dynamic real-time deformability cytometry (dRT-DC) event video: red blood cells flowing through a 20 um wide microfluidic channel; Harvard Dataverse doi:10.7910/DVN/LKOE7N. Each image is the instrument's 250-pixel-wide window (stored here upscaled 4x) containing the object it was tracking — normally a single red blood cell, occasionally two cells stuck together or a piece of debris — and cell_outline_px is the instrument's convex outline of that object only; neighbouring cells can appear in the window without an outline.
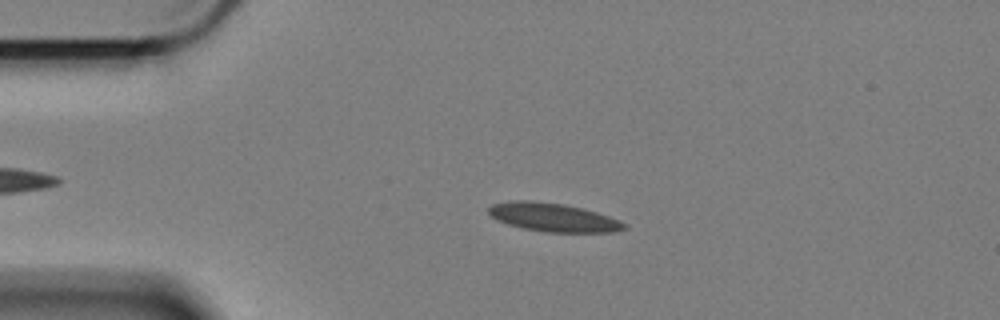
{"species": "Egyptian fruit bat (a non-hibernating species)", "species_latin": "Rousettus aegyptiacus", "temperature_condition": "cold", "stored_images_in_passage": 50, "camera_frame_rate_fps": 3000, "um_per_image_px": 0.085, "animal": {"sex": "female"}, "frame": {"image": 1, "passage_image": 12, "time_ms": 3.667, "image_size_px": [1000, 320], "cell_outline_px": [[628, 228], [612, 232], [548, 232], [524, 228], [508, 224], [496, 220], [488, 212], [488, 208], [492, 204], [512, 200], [528, 200], [564, 204], [584, 208], [620, 220], [628, 224]], "centroid_in_image_um": [47.04, 18.47], "position_along_channel_um": 38.0, "area_um2": 22.54}}
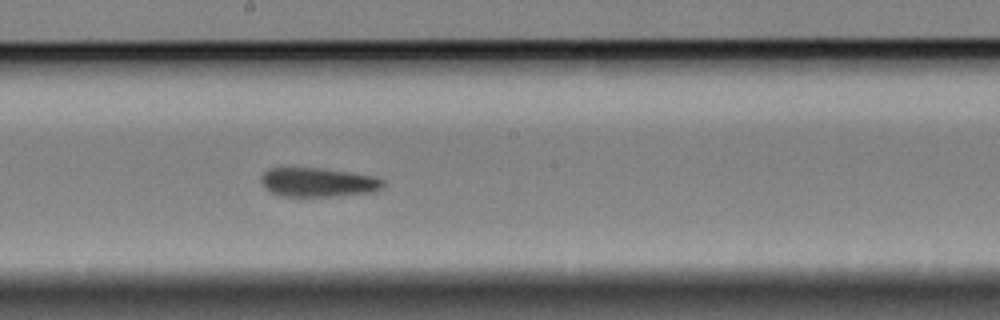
{"frame": {"image": 2, "passage_image": 31, "time_ms": 10.0, "image_size_px": [1000, 320], "cell_outline_px": [[384, 188], [372, 192], [336, 196], [280, 196], [268, 192], [264, 188], [260, 180], [260, 176], [268, 168], [324, 168], [352, 172], [376, 176], [384, 180]], "centroid_in_image_um": [27.03, 15.49], "position_along_channel_um": 221.2, "area_um2": 21.1}}
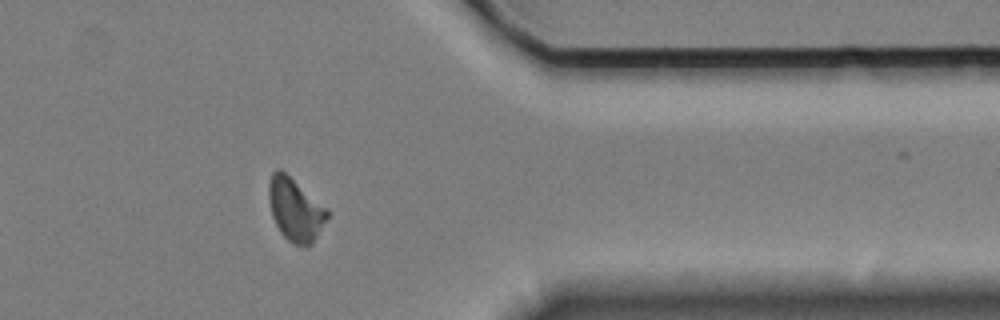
{"frame": {"image": 3, "passage_image": 47, "time_ms": 15.333, "image_size_px": [1000, 320], "cell_outline_px": [[332, 212], [312, 244], [308, 248], [292, 244], [280, 232], [272, 216], [268, 200], [268, 184], [272, 172], [276, 168], [280, 168], [328, 208]], "centroid_in_image_um": [25.12, 17.83], "position_along_channel_um": 386.3, "area_um2": 21.91}, "authors_computed_cell_mechanics": {"area_um2": 21.6172, "velocity_mm_per_s": 3.365, "shape_relaxation_time_tau1_ms": 7.0042, "shape_relaxation_time_tau2_ms": 2.4349, "deformation_change_tau1": 0.1514, "deformation_change_tau2": 0.0843}}